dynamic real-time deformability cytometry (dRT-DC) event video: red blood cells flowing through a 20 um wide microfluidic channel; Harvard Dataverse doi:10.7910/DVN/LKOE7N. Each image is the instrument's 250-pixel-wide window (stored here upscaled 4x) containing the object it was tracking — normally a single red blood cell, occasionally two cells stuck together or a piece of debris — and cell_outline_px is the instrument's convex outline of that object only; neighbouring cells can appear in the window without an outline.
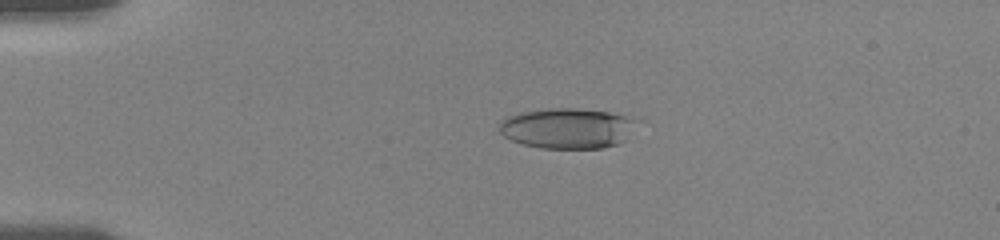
{"species": "human", "species_latin": "Homo sapiens", "temperature_condition": "room temperature", "stored_images_in_passage": 56, "camera_frame_rate_fps": 3000, "um_per_image_px": 0.085, "donor": {"sex": "female"}, "frame": {"image": 1, "passage_image": 13, "time_ms": 4.0, "image_size_px": [1000, 240], "cell_outline_px": [[640, 120], [628, 140], [604, 148], [540, 148], [520, 144], [504, 136], [500, 132], [500, 120], [508, 116], [520, 112], [552, 108], [576, 108], [608, 112], [632, 116]], "centroid_in_image_um": [48.3, 10.9], "position_along_channel_um": 36.7, "area_um2": 32.95}}
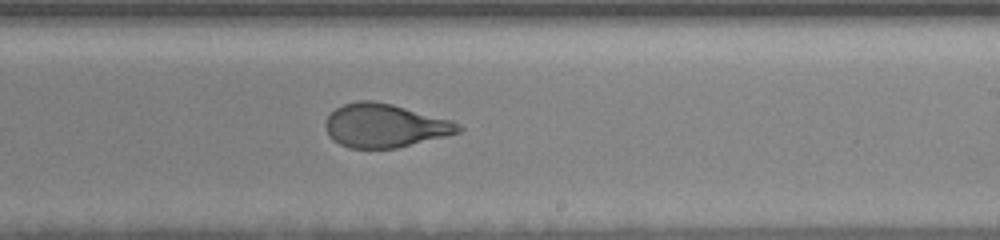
{"frame": {"image": 2, "passage_image": 35, "time_ms": 11.333, "image_size_px": [1000, 240], "cell_outline_px": [[464, 128], [460, 132], [396, 148], [348, 148], [332, 140], [324, 124], [328, 116], [336, 108], [344, 104], [360, 100], [372, 100], [392, 104], [452, 120], [460, 124]], "centroid_in_image_um": [32.71, 10.67], "position_along_channel_um": 256.3, "area_um2": 33.58}}
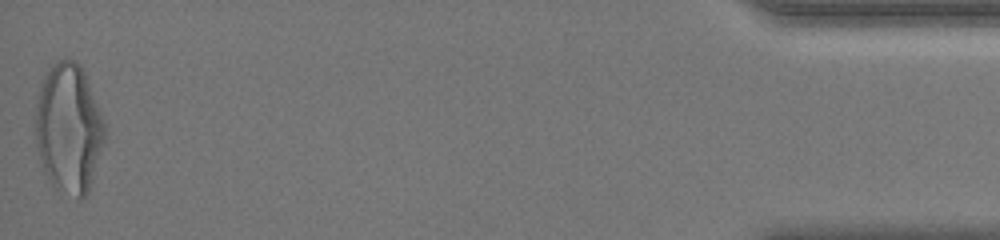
{"frame": {"image": 3, "passage_image": 56, "time_ms": 18.333, "image_size_px": [1000, 240], "cell_outline_px": [[108, 136], [88, 192], [80, 200], [52, 184], [44, 172], [36, 148], [36, 96], [40, 84], [44, 76], [52, 64], [64, 56], [68, 56], [76, 60], [80, 64], [84, 72], [104, 120]], "centroid_in_image_um": [5.86, 10.87], "position_along_channel_um": 429.3, "area_um2": 52.94}, "authors_computed_cell_mechanics": {"area_um2": 34.7956, "velocity_mm_per_s": 3.6455, "shape_relaxation_time_tau1_ms": 6.3452, "shape_relaxation_time_tau2_ms": 0.9246, "deformation_change_tau1": 0.2292, "deformation_change_tau2": 0.0772}}